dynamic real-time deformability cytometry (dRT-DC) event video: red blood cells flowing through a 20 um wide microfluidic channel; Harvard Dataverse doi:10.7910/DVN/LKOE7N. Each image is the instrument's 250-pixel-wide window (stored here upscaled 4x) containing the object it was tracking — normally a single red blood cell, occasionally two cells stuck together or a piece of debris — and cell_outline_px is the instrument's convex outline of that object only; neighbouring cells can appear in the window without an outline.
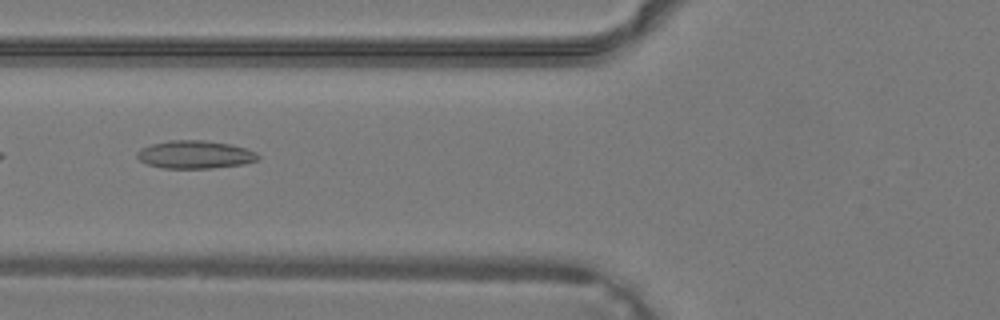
{"species": "common noctule bat (a hibernating species)", "species_latin": "Nyctalus noctula", "temperature_condition": "warm", "stored_images_in_passage": 18, "camera_frame_rate_fps": 3000, "um_per_image_px": 0.085, "animal": {"sex": "male", "body_mass_g": 19.2, "forearm_length_mm": 51.8}, "frame": {"image": 1, "passage_image": 6, "time_ms": 1.667, "image_size_px": [1000, 320], "cell_outline_px": [[260, 156], [256, 160], [244, 164], [212, 168], [164, 168], [148, 164], [140, 160], [136, 156], [136, 152], [140, 148], [152, 144], [172, 140], [204, 140], [228, 144], [244, 148], [256, 152]], "centroid_in_image_um": [16.56, 13.14], "position_along_channel_um": 109.2, "area_um2": 19.54}}
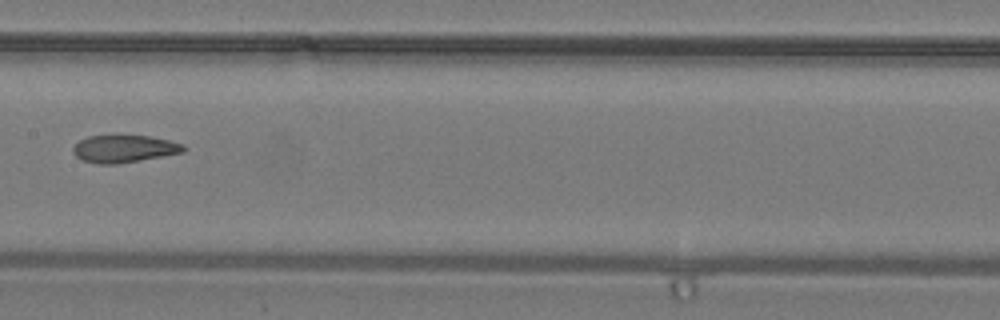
{"frame": {"image": 2, "passage_image": 11, "time_ms": 3.333, "image_size_px": [1000, 320], "cell_outline_px": [[188, 148], [184, 152], [116, 164], [100, 164], [80, 160], [72, 152], [72, 148], [80, 140], [88, 136], [148, 136], [168, 140], [184, 144]], "centroid_in_image_um": [10.54, 12.65], "position_along_channel_um": 196.9, "area_um2": 17.51}}
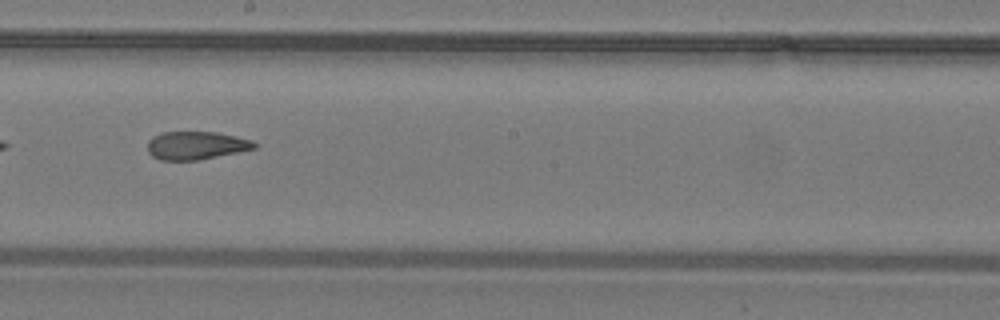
{"frame": {"image": 3, "passage_image": 13, "time_ms": 4.0, "image_size_px": [1000, 320], "cell_outline_px": [[256, 148], [196, 160], [160, 160], [152, 156], [148, 152], [148, 140], [152, 136], [164, 132], [216, 132], [236, 136], [252, 140], [256, 144]], "centroid_in_image_um": [16.63, 12.35], "position_along_channel_um": 231.6, "area_um2": 17.34}}